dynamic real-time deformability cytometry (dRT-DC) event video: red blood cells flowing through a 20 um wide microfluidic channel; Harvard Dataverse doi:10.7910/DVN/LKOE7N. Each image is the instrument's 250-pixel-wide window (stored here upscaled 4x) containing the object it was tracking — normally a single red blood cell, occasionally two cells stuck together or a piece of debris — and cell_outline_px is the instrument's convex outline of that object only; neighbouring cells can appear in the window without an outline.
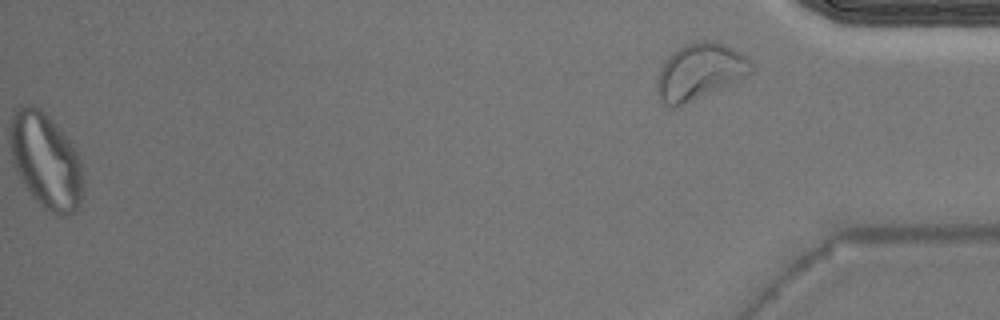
{"species": "Egyptian fruit bat (a non-hibernating species)", "species_latin": "Rousettus aegyptiacus", "temperature_condition": "warm", "stored_images_in_passage": 40, "segment_of_instrument_passage": [2, 2], "camera_frame_rate_fps": 3000, "um_per_image_px": 0.085, "animal": {"sex": "male"}, "frame": {"image": 1, "passage_image": 40, "time_ms": 13.0, "image_size_px": [1000, 320], "cell_outline_px": [[756, 72], [680, 108], [672, 108], [664, 104], [660, 100], [656, 92], [656, 76], [664, 60], [668, 56], [684, 44], [692, 40], [712, 40], [728, 44], [748, 56], [756, 68]], "centroid_in_image_um": [59.5, 6.09], "position_along_channel_um": 375.7, "area_um2": 32.25}}